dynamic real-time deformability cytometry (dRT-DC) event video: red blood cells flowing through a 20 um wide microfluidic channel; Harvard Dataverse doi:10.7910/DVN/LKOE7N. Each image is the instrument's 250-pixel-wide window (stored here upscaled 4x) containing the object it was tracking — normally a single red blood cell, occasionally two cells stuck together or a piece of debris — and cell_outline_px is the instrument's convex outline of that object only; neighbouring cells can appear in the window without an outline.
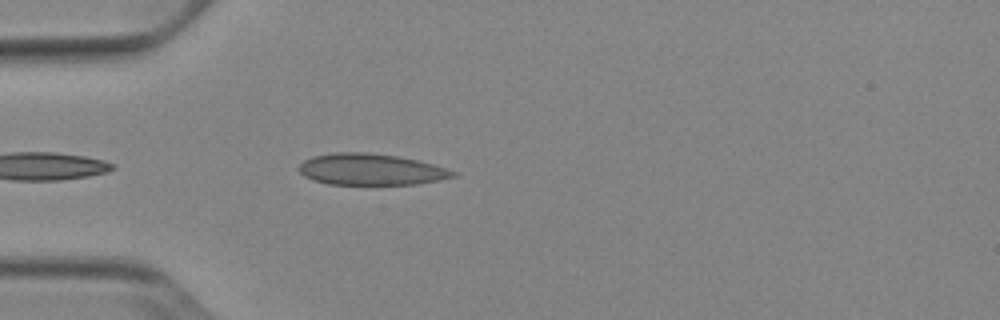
{"species": "Egyptian fruit bat (a non-hibernating species)", "species_latin": "Rousettus aegyptiacus", "temperature_condition": "cold", "stored_images_in_passage": 26, "camera_frame_rate_fps": 3000, "um_per_image_px": 0.085, "animal": {"sex": "female"}, "frame": {"image": 1, "passage_image": 3, "time_ms": 0.667, "image_size_px": [1000, 320], "cell_outline_px": [[460, 172], [456, 176], [440, 180], [416, 184], [328, 184], [312, 180], [304, 176], [296, 168], [304, 160], [312, 156], [336, 152], [364, 152], [396, 156], [416, 160], [432, 164]], "centroid_in_image_um": [31.51, 14.4], "position_along_channel_um": 53.5, "area_um2": 28.21}}
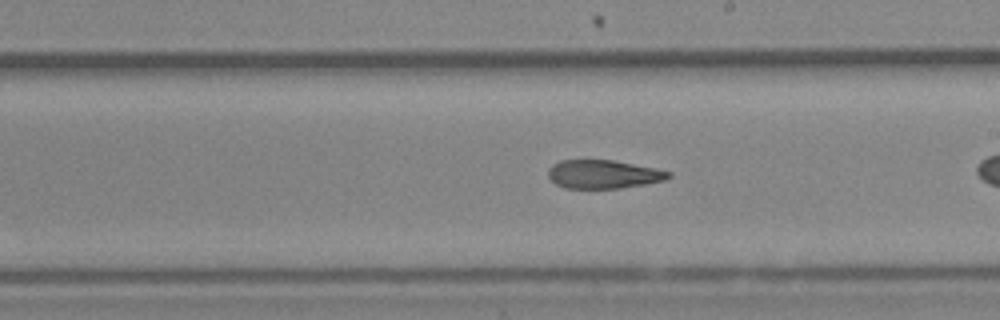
{"frame": {"image": 2, "passage_image": 15, "time_ms": 4.667, "image_size_px": [1000, 320], "cell_outline_px": [[672, 176], [664, 180], [644, 184], [620, 188], [564, 188], [556, 184], [548, 176], [548, 168], [552, 164], [560, 160], [612, 160], [656, 168], [672, 172]], "centroid_in_image_um": [51.28, 14.8], "position_along_channel_um": 237.7, "area_um2": 20.0}}
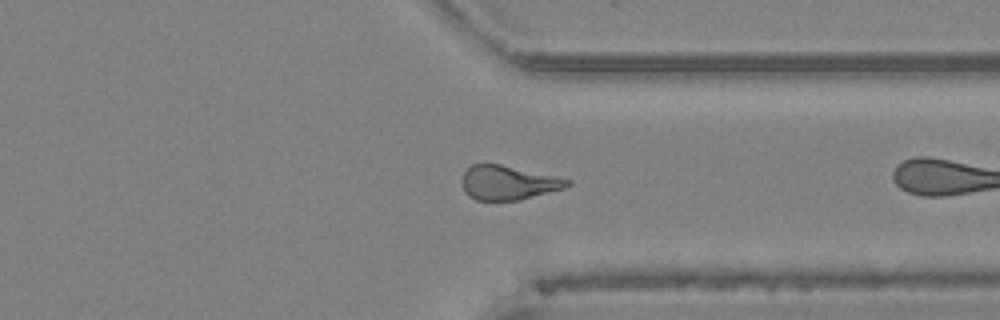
{"frame": {"image": 3, "passage_image": 25, "time_ms": 8.0, "image_size_px": [1000, 320], "cell_outline_px": [[572, 184], [564, 188], [520, 200], [476, 200], [468, 196], [464, 192], [464, 172], [472, 164], [500, 164], [556, 176], [572, 180]], "centroid_in_image_um": [43.23, 15.53], "position_along_channel_um": 368.2, "area_um2": 20.81}}